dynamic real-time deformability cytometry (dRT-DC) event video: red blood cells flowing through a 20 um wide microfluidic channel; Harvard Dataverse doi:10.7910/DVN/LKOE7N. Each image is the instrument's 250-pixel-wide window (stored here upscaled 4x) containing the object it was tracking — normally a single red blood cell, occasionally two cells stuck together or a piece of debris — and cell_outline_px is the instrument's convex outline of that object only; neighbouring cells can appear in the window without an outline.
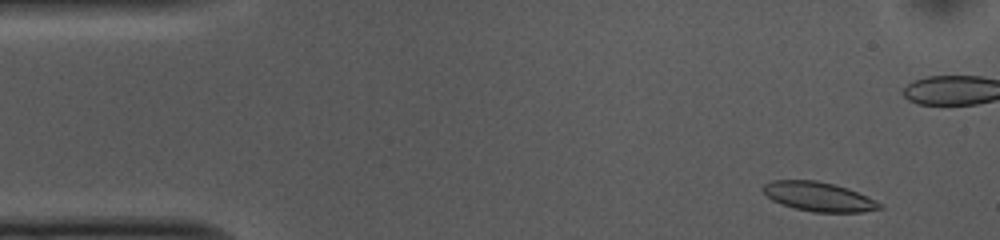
{"species": "common noctule bat (a hibernating species)", "species_latin": "Nyctalus noctula", "temperature_condition": "cold", "stored_images_in_passage": 53, "camera_frame_rate_fps": 3000, "um_per_image_px": 0.085, "animal": {"sex": "female", "body_mass_g": 10.0, "forearm_length_mm": 53.1}, "frame": {"image": 1, "passage_image": 4, "time_ms": 1.0, "image_size_px": [1000, 240], "cell_outline_px": [[884, 208], [860, 212], [812, 212], [796, 208], [772, 200], [764, 192], [764, 184], [772, 180], [816, 180], [848, 188], [880, 204]], "centroid_in_image_um": [69.56, 16.71], "position_along_channel_um": 15.4, "area_um2": 19.36}}
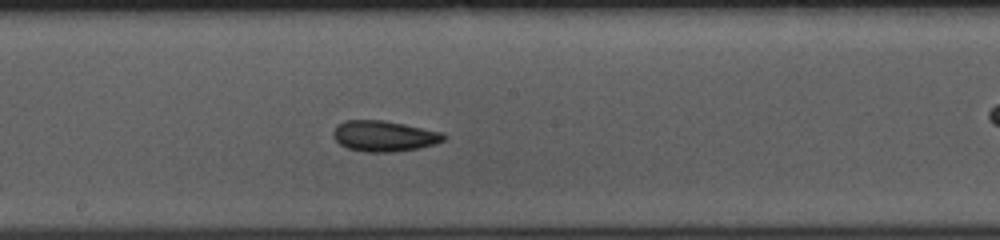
{"frame": {"image": 2, "passage_image": 27, "time_ms": 8.667, "image_size_px": [1000, 240], "cell_outline_px": [[448, 136], [444, 140], [436, 144], [416, 148], [392, 152], [368, 152], [348, 148], [340, 144], [332, 136], [332, 132], [336, 124], [344, 120], [384, 120], [444, 132]], "centroid_in_image_um": [32.65, 11.55], "position_along_channel_um": 215.6, "area_um2": 19.94}}
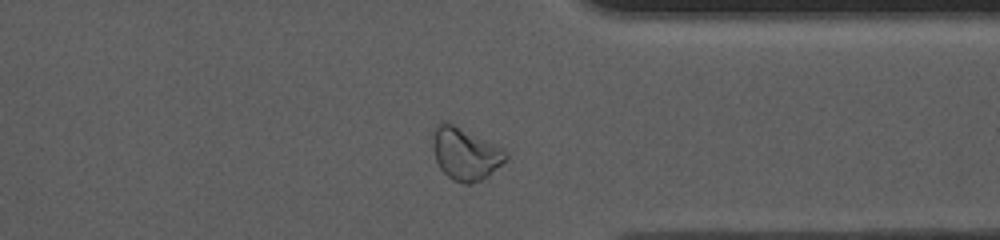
{"frame": {"image": 3, "passage_image": 40, "time_ms": 13.0, "image_size_px": [1000, 240], "cell_outline_px": [[508, 160], [488, 176], [480, 180], [468, 184], [464, 184], [452, 180], [440, 168], [436, 160], [432, 148], [432, 128], [436, 124], [444, 120], [504, 148], [508, 152]], "centroid_in_image_um": [39.55, 13.06], "position_along_channel_um": 371.9, "area_um2": 22.6}, "authors_computed_cell_mechanics": {"area_um2": 19.941, "velocity_mm_per_s": 3.7149, "shape_relaxation_time_tau1_ms": 7.4056, "shape_relaxation_time_tau2_ms": 2.9051, "deformation_change_tau1": 0.1344, "deformation_change_tau2": 0.0773}}